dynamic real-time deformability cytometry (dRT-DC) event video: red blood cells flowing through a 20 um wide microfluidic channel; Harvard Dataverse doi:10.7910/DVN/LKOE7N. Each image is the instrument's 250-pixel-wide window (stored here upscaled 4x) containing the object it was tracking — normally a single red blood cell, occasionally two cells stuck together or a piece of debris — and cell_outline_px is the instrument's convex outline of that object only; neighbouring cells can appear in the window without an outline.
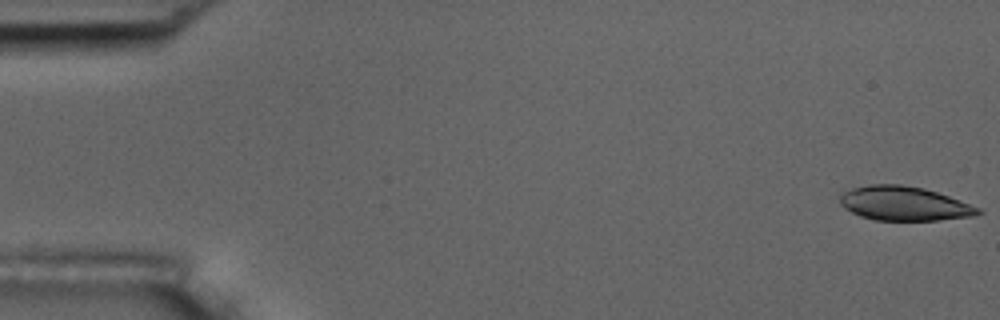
{"species": "common noctule bat (a hibernating species)", "species_latin": "Nyctalus noctula", "temperature_condition": "room temperature", "stored_images_in_passage": 55, "camera_frame_rate_fps": 3000, "um_per_image_px": 0.085, "animal": {"sex": "male", "body_mass_g": 17.5, "forearm_length_mm": 52.3}, "frame": {"image": 1, "passage_image": 1, "time_ms": 0.0, "image_size_px": [1000, 320], "cell_outline_px": [[984, 212], [976, 216], [936, 220], [876, 220], [860, 216], [844, 208], [840, 204], [840, 196], [844, 192], [852, 188], [868, 184], [900, 184], [924, 188], [948, 196], [980, 208]], "centroid_in_image_um": [76.85, 17.3], "position_along_channel_um": 8.1, "area_um2": 27.46}}
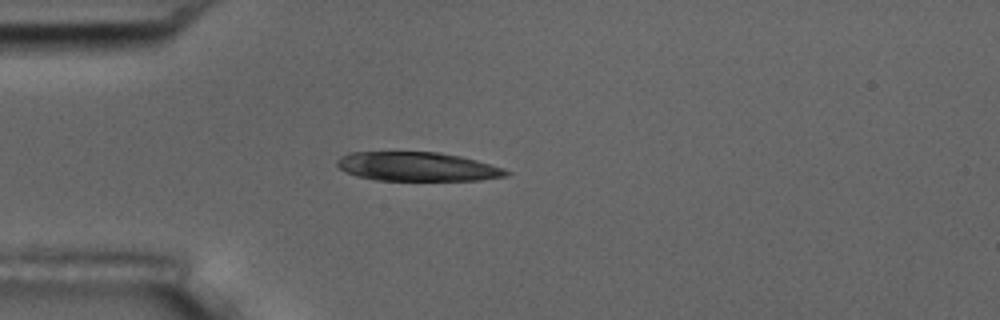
{"frame": {"image": 2, "passage_image": 15, "time_ms": 4.667, "image_size_px": [1000, 320], "cell_outline_px": [[512, 172], [508, 176], [480, 180], [376, 180], [356, 176], [344, 172], [336, 164], [336, 160], [340, 156], [348, 152], [440, 152], [460, 156], [476, 160], [504, 168]], "centroid_in_image_um": [35.46, 14.16], "position_along_channel_um": 49.5, "area_um2": 28.78}}